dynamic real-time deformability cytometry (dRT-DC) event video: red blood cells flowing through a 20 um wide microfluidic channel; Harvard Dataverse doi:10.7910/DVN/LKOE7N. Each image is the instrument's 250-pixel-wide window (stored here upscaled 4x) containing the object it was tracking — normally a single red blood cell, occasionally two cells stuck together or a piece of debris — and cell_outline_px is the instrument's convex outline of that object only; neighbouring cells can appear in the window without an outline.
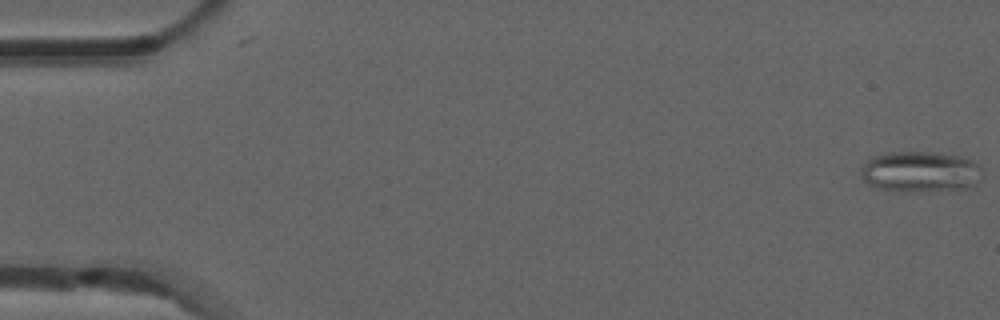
{"species": "common noctule bat (a hibernating species)", "species_latin": "Nyctalus noctula", "temperature_condition": "room temperature", "stored_images_in_passage": 5, "camera_frame_rate_fps": 3000, "um_per_image_px": 0.085, "animal": {"sex": "male", "forearm_length_mm": 52.5}, "frame": {"image": 1, "passage_image": 1, "time_ms": 0.0, "image_size_px": [1000, 320], "cell_outline_px": [[980, 180], [968, 188], [920, 192], [900, 192], [876, 188], [864, 180], [860, 176], [860, 168], [872, 156], [888, 152], [936, 152], [960, 156], [972, 160], [980, 164]], "centroid_in_image_um": [78.2, 14.6], "position_along_channel_um": 6.8, "area_um2": 29.3}}
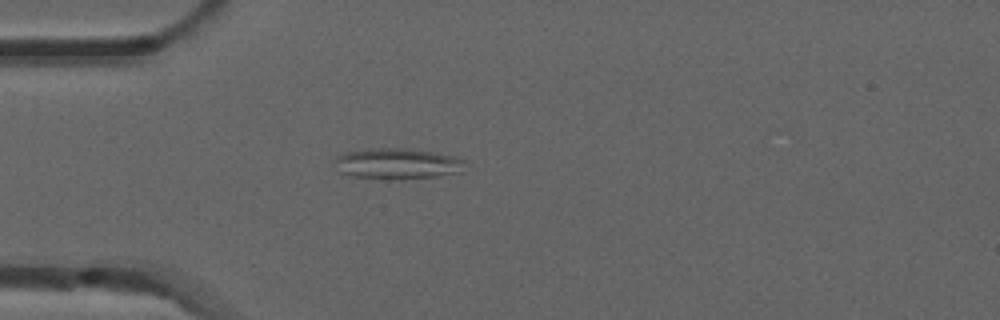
{"frame": {"image": 2, "passage_image": 5, "time_ms": 1.333, "image_size_px": [1000, 320], "cell_outline_px": [[464, 160], [460, 172], [404, 180], [388, 180], [352, 176], [340, 172], [336, 160], [336, 156], [344, 152], [364, 148], [408, 148], [456, 156]], "centroid_in_image_um": [33.73, 13.91], "position_along_channel_um": 51.3, "area_um2": 23.52}}